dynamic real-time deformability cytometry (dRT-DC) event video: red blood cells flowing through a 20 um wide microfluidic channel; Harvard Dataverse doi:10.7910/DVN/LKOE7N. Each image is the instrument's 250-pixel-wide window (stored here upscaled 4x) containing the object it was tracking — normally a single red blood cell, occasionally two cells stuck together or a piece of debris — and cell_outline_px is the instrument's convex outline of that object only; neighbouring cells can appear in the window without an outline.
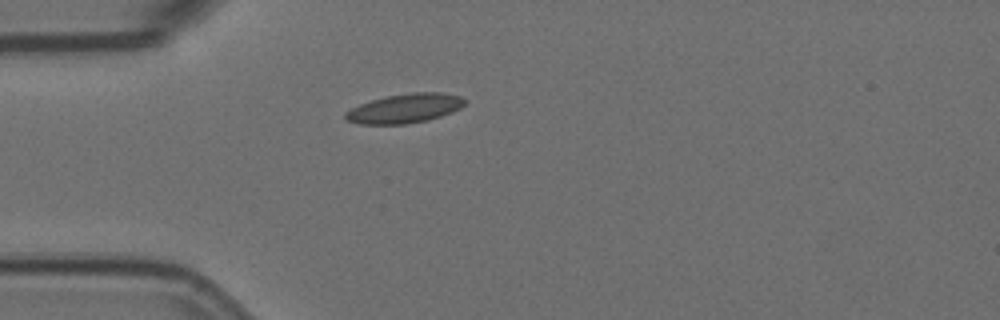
{"species": "Egyptian fruit bat (a non-hibernating species)", "species_latin": "Rousettus aegyptiacus", "temperature_condition": "room temperature", "stored_images_in_passage": 34, "camera_frame_rate_fps": 3000, "um_per_image_px": 0.085, "animal": {"sex": "female"}, "frame": {"image": 1, "passage_image": 1, "time_ms": 0.0, "image_size_px": [1000, 320], "cell_outline_px": [[468, 100], [460, 108], [452, 112], [428, 120], [404, 124], [360, 124], [344, 120], [344, 112], [360, 104], [372, 100], [388, 96], [412, 92], [440, 92], [460, 96]], "centroid_in_image_um": [34.4, 9.21], "position_along_channel_um": 50.6, "area_um2": 20.35}}
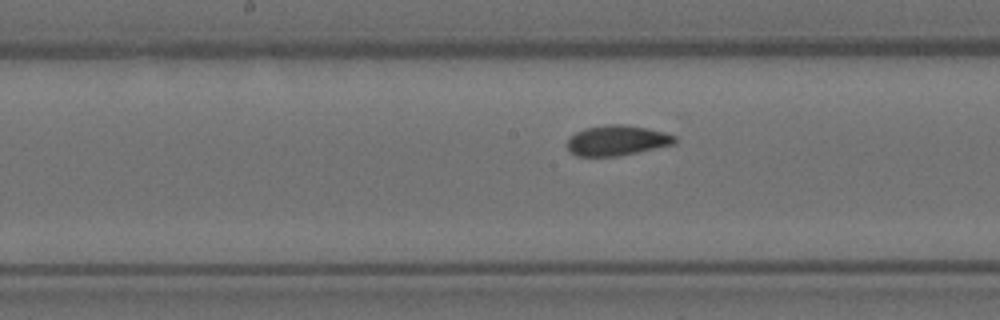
{"frame": {"image": 2, "passage_image": 14, "time_ms": 4.333, "image_size_px": [1000, 320], "cell_outline_px": [[676, 144], [616, 156], [576, 156], [568, 148], [568, 140], [576, 132], [584, 128], [608, 124], [624, 124], [648, 128], [664, 132], [676, 136]], "centroid_in_image_um": [52.47, 11.93], "position_along_channel_um": 195.7, "area_um2": 18.84}}
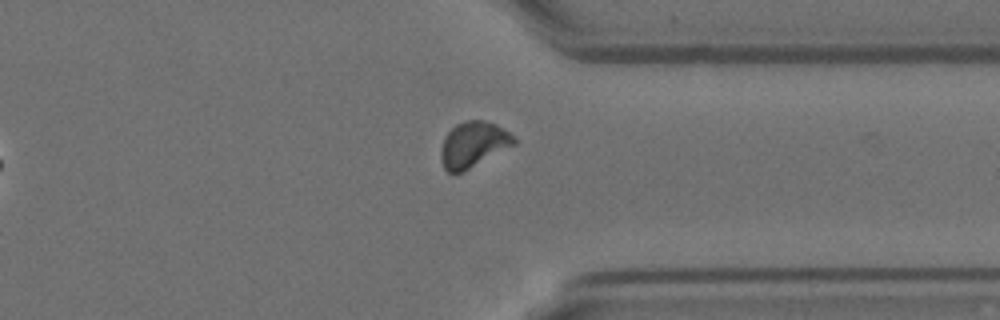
{"frame": {"image": 3, "passage_image": 29, "time_ms": 9.333, "image_size_px": [1000, 320], "cell_outline_px": [[516, 144], [460, 172], [448, 172], [444, 168], [440, 156], [440, 152], [444, 136], [456, 124], [464, 120], [484, 120], [496, 124], [504, 128], [516, 140]], "centroid_in_image_um": [40.21, 12.25], "position_along_channel_um": 371.2, "area_um2": 19.13}, "authors_computed_cell_mechanics": {"area_um2": 18.9295, "velocity_mm_per_s": 3.5605, "shape_relaxation_time_tau1_ms": 5.3261, "shape_relaxation_time_tau2_ms": 0.8873, "deformation_change_tau1": 0.1419, "deformation_change_tau2": 0.0613}}